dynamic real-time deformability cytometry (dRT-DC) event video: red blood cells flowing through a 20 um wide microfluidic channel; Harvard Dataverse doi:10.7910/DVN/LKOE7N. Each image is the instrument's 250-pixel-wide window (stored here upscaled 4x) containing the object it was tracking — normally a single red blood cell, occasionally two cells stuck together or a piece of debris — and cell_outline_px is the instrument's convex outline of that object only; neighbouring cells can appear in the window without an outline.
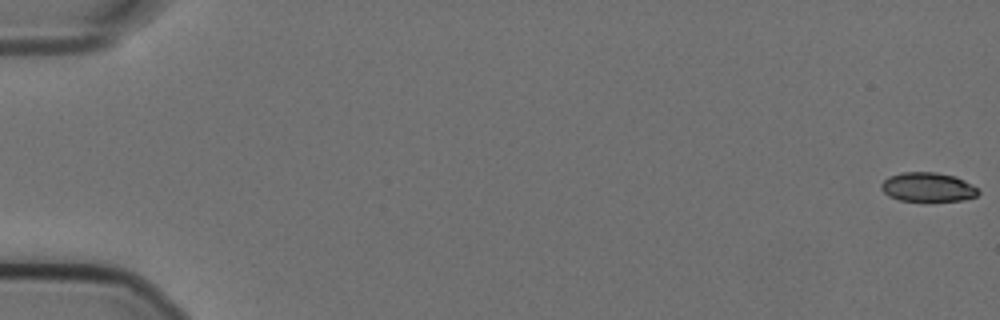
{"species": "Egyptian fruit bat (a non-hibernating species)", "species_latin": "Rousettus aegyptiacus", "temperature_condition": "cold", "stored_images_in_passage": 58, "camera_frame_rate_fps": 3000, "um_per_image_px": 0.085, "animal": {"sex": "female"}, "frame": {"image": 1, "passage_image": 1, "time_ms": 0.0, "image_size_px": [1000, 320], "cell_outline_px": [[980, 192], [976, 196], [964, 200], [900, 200], [888, 196], [880, 188], [880, 184], [888, 176], [904, 172], [936, 172], [956, 176], [964, 180], [976, 188]], "centroid_in_image_um": [78.84, 15.89], "position_along_channel_um": 6.2, "area_um2": 16.36}}
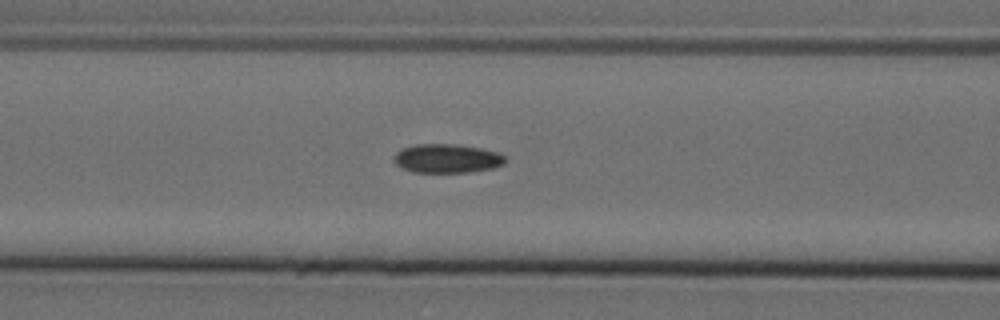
{"frame": {"image": 2, "passage_image": 25, "time_ms": 8.0, "image_size_px": [1000, 320], "cell_outline_px": [[508, 160], [504, 164], [492, 168], [468, 172], [412, 172], [400, 168], [396, 164], [396, 152], [404, 148], [416, 144], [456, 144], [480, 148], [496, 152], [504, 156]], "centroid_in_image_um": [38.01, 13.47], "position_along_channel_um": 128.6, "area_um2": 18.61}}
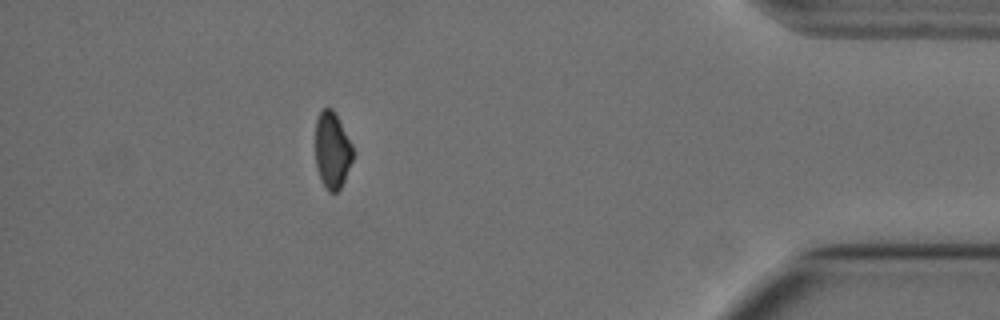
{"frame": {"image": 3, "passage_image": 52, "time_ms": 17.0, "image_size_px": [1000, 320], "cell_outline_px": [[352, 160], [344, 180], [340, 188], [336, 192], [328, 192], [320, 180], [316, 168], [316, 120], [320, 112], [324, 108], [332, 108], [336, 112], [352, 144]], "centroid_in_image_um": [28.23, 12.76], "position_along_channel_um": 407.0, "area_um2": 16.76}}